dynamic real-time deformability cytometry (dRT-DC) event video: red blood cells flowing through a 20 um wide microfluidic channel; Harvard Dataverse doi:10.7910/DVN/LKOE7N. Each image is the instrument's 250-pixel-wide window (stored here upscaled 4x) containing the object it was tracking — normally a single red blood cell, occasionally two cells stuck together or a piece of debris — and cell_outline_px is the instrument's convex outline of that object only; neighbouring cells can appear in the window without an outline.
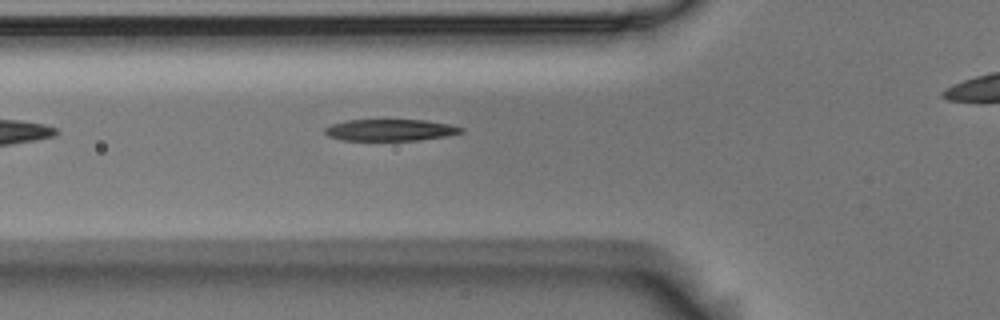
{"species": "Egyptian fruit bat (a non-hibernating species)", "species_latin": "Rousettus aegyptiacus", "temperature_condition": "room temperature", "stored_images_in_passage": 6, "segment_of_instrument_passage": [2, 3], "camera_frame_rate_fps": 3000, "um_per_image_px": 0.085, "animal": {"sex": "male"}, "frame": {"image": 1, "passage_image": 5, "time_ms": 1.333, "image_size_px": [1000, 320], "cell_outline_px": [[464, 132], [448, 136], [416, 140], [340, 140], [328, 136], [324, 132], [324, 128], [332, 124], [348, 120], [424, 120], [448, 124], [464, 128]], "centroid_in_image_um": [33.17, 11.05], "position_along_channel_um": 92.6, "area_um2": 17.11}}